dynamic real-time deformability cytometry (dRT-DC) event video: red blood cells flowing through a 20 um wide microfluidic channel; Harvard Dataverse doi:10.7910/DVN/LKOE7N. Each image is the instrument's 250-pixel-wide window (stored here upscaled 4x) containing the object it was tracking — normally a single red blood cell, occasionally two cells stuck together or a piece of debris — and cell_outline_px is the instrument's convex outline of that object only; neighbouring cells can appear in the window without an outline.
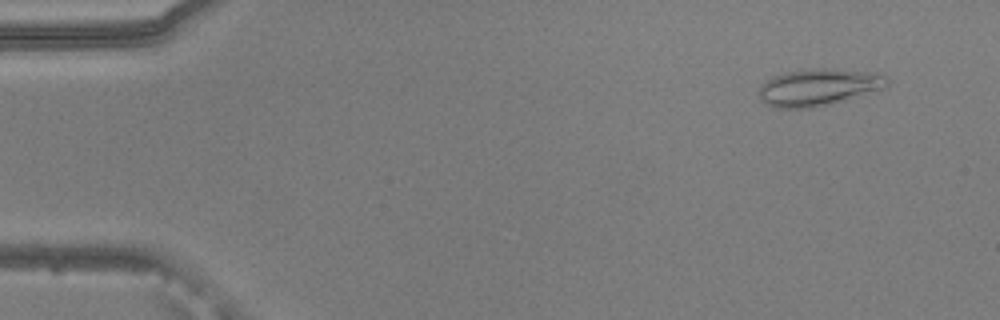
{"species": "common noctule bat (a hibernating species)", "species_latin": "Nyctalus noctula", "temperature_condition": "warm", "stored_images_in_passage": 48, "camera_frame_rate_fps": 3000, "um_per_image_px": 0.085, "animal": {"sex": "male", "body_mass_g": 20.5, "forearm_length_mm": 52.5}, "frame": {"image": 1, "passage_image": 4, "time_ms": 1.0, "image_size_px": [1000, 320], "cell_outline_px": [[888, 88], [812, 108], [776, 108], [760, 100], [760, 88], [772, 76], [788, 72], [820, 68], [828, 68], [876, 72], [884, 76], [888, 80]], "centroid_in_image_um": [69.63, 7.41], "position_along_channel_um": 15.4, "area_um2": 27.34}}
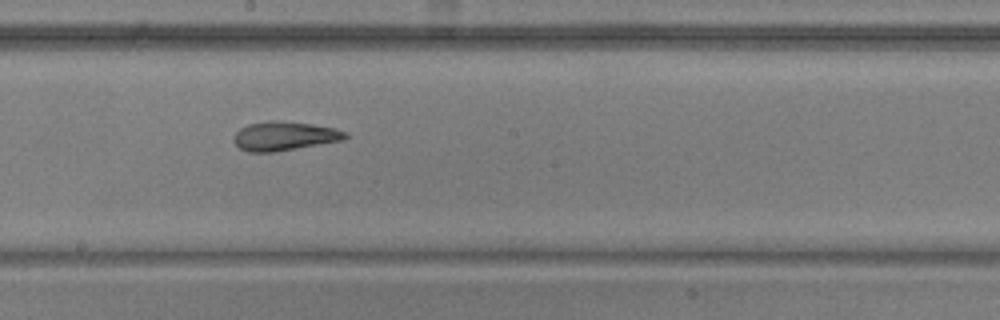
{"frame": {"image": 2, "passage_image": 29, "time_ms": 9.333, "image_size_px": [1000, 320], "cell_outline_px": [[348, 136], [344, 140], [272, 152], [248, 152], [240, 148], [232, 140], [236, 132], [240, 128], [248, 124], [268, 120], [280, 120], [312, 124], [336, 128], [348, 132]], "centroid_in_image_um": [24.18, 11.55], "position_along_channel_um": 224.0, "area_um2": 18.96}}
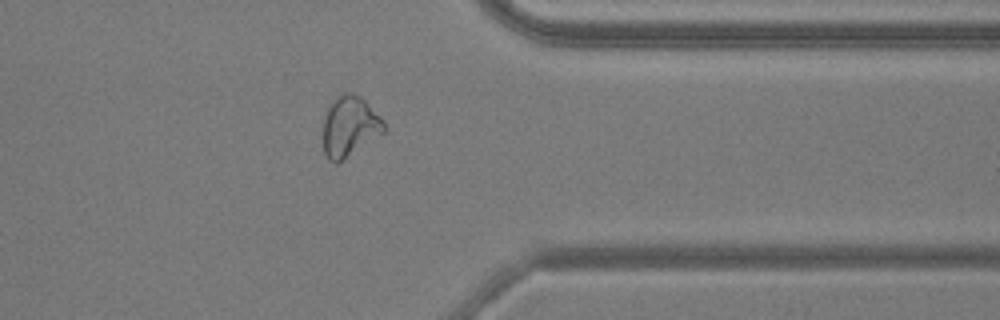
{"frame": {"image": 3, "passage_image": 42, "time_ms": 13.667, "image_size_px": [1000, 320], "cell_outline_px": [[384, 132], [336, 164], [328, 160], [324, 152], [324, 116], [332, 100], [340, 92], [352, 92], [360, 96], [384, 120]], "centroid_in_image_um": [29.7, 10.71], "position_along_channel_um": 381.7, "area_um2": 21.27}, "authors_computed_cell_mechanics": {"area_um2": 20.23, "velocity_mm_per_s": 3.8328, "shape_relaxation_time_tau1_ms": null, "shape_relaxation_time_tau2_ms": 2.8086, "deformation_change_tau1": null, "deformation_change_tau2": 0.1134}}